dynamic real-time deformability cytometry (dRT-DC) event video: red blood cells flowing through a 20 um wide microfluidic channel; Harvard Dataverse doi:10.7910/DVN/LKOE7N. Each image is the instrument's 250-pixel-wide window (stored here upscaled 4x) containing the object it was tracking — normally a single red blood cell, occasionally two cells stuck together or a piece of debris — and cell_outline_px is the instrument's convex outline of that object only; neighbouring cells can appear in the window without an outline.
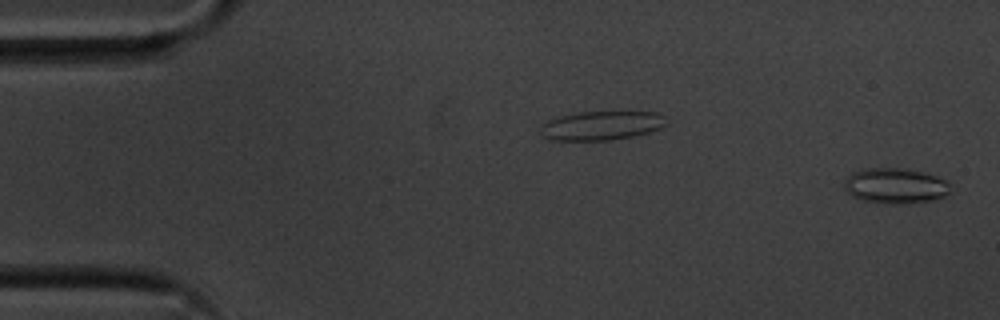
{"species": "common noctule bat (a hibernating species)", "species_latin": "Nyctalus noctula", "temperature_condition": "cold", "stored_images_in_passage": 54, "camera_frame_rate_fps": 3000, "um_per_image_px": 0.085, "animal": {"sex": "male", "body_mass_g": 20.1, "forearm_length_mm": 53.5}, "frame": {"image": 1, "passage_image": 1, "time_ms": 0.0, "image_size_px": [1000, 320], "cell_outline_px": [[952, 192], [936, 200], [908, 204], [892, 204], [864, 200], [852, 196], [844, 188], [844, 180], [852, 172], [864, 168], [908, 168], [924, 172], [936, 176], [952, 184]], "centroid_in_image_um": [76.16, 15.79], "position_along_channel_um": 8.8, "area_um2": 22.37}}
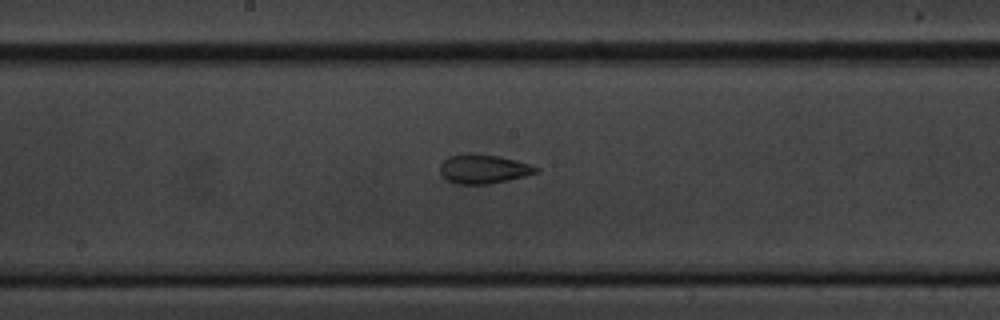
{"frame": {"image": 2, "passage_image": 28, "time_ms": 9.0, "image_size_px": [1000, 320], "cell_outline_px": [[540, 172], [508, 180], [488, 184], [456, 184], [448, 180], [440, 172], [440, 164], [448, 156], [500, 156], [516, 160], [540, 168]], "centroid_in_image_um": [41.14, 14.4], "position_along_channel_um": 207.1, "area_um2": 15.66}}
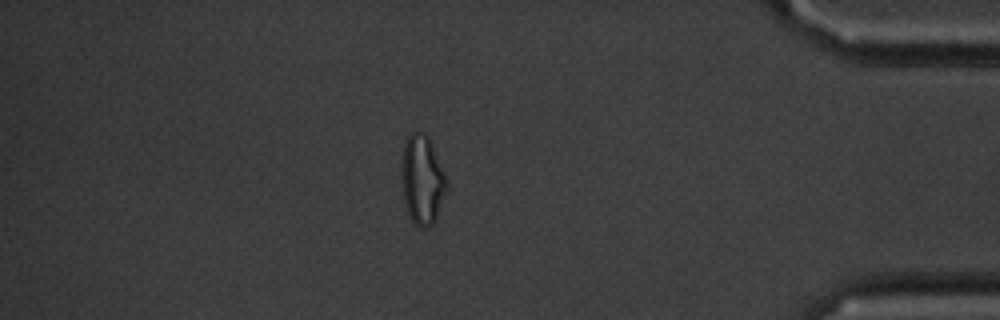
{"frame": {"image": 3, "passage_image": 47, "time_ms": 15.333, "image_size_px": [1000, 320], "cell_outline_px": [[448, 188], [436, 220], [428, 228], [420, 228], [412, 220], [408, 212], [404, 200], [400, 180], [400, 160], [404, 144], [408, 136], [412, 132], [424, 132], [428, 136], [432, 144], [448, 184]], "centroid_in_image_um": [35.87, 15.29], "position_along_channel_um": 399.3, "area_um2": 23.81}, "authors_computed_cell_mechanics": {"area_um2": 18.785, "velocity_mm_per_s": 3.6309, "shape_relaxation_time_tau1_ms": null, "shape_relaxation_time_tau2_ms": 2.5531, "deformation_change_tau1": null, "deformation_change_tau2": 0.0983}}